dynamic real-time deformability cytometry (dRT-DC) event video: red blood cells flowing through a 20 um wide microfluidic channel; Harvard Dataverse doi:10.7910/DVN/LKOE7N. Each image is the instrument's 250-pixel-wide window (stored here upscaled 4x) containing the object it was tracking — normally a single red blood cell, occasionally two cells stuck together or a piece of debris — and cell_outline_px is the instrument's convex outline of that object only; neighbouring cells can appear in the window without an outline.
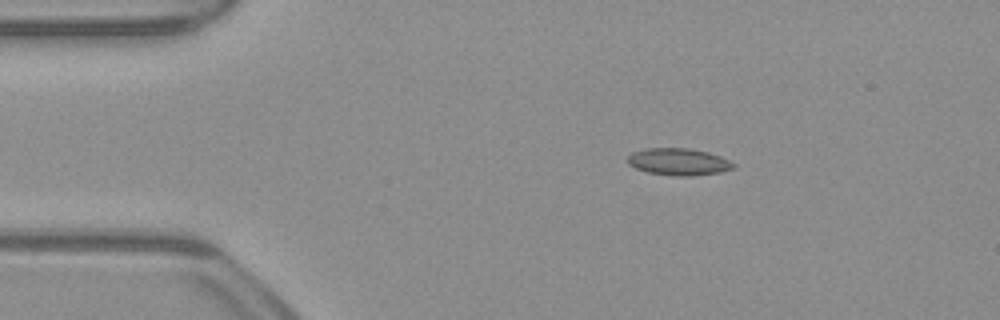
{"species": "common noctule bat (a hibernating species)", "species_latin": "Nyctalus noctula", "temperature_condition": "warm", "stored_images_in_passage": 48, "camera_frame_rate_fps": 3000, "um_per_image_px": 0.085, "animal": {"sex": "male", "body_mass_g": 23.1, "forearm_length_mm": 52.7}, "frame": {"image": 1, "passage_image": 5, "time_ms": 1.333, "image_size_px": [1000, 320], "cell_outline_px": [[736, 168], [720, 172], [692, 176], [676, 176], [648, 172], [636, 168], [628, 164], [628, 156], [632, 152], [648, 148], [688, 148], [708, 152], [720, 156], [736, 164]], "centroid_in_image_um": [57.7, 13.75], "position_along_channel_um": 27.3, "area_um2": 16.65}}
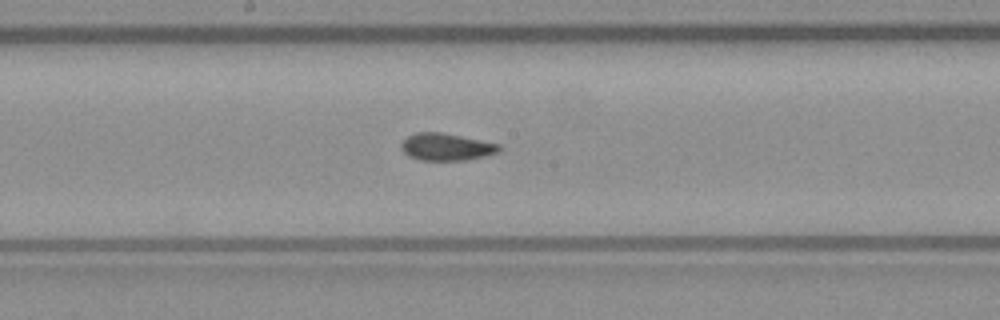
{"frame": {"image": 2, "passage_image": 23, "time_ms": 7.333, "image_size_px": [1000, 320], "cell_outline_px": [[504, 148], [500, 152], [468, 160], [420, 160], [408, 156], [400, 148], [400, 144], [408, 136], [416, 132], [440, 132], [500, 144]], "centroid_in_image_um": [37.95, 12.49], "position_along_channel_um": 210.2, "area_um2": 15.61}}
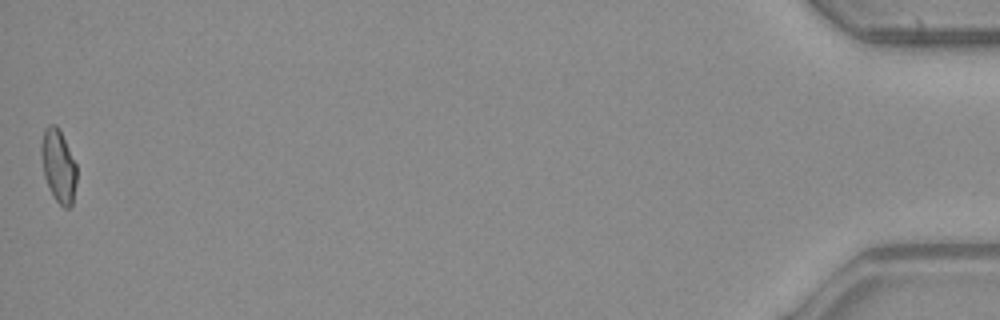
{"frame": {"image": 3, "passage_image": 48, "time_ms": 15.667, "image_size_px": [1000, 320], "cell_outline_px": [[76, 184], [72, 204], [68, 208], [64, 208], [56, 200], [44, 176], [40, 156], [40, 144], [44, 128], [48, 124], [56, 124], [60, 128], [76, 164]], "centroid_in_image_um": [4.95, 14.03], "position_along_channel_um": 430.3, "area_um2": 15.2}, "authors_computed_cell_mechanics": {"area_um2": 15.6638, "velocity_mm_per_s": 3.9346, "shape_relaxation_time_tau1_ms": 8.5724, "shape_relaxation_time_tau2_ms": 1.8435, "deformation_change_tau1": 0.1661, "deformation_change_tau2": 0.0684}}